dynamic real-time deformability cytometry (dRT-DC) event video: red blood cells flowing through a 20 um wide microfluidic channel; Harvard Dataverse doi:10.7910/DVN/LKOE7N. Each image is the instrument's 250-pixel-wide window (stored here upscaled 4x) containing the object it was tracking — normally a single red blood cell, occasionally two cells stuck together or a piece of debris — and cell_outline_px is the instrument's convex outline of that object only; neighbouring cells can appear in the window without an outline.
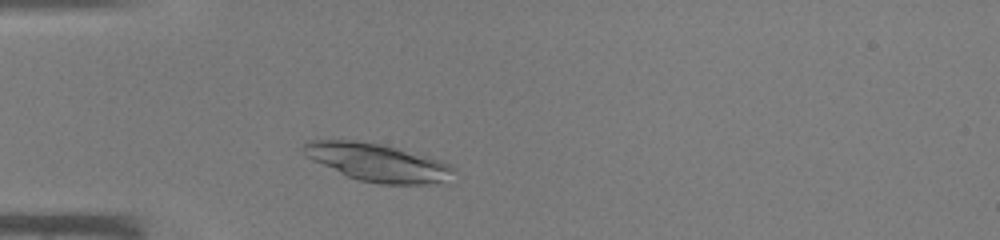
{"species": "common noctule bat (a hibernating species)", "species_latin": "Nyctalus noctula", "temperature_condition": "warm", "stored_images_in_passage": 33, "camera_frame_rate_fps": 3000, "um_per_image_px": 0.085, "animal": {"sex": "male", "body_mass_g": 19.0, "forearm_length_mm": 50.8}, "frame": {"image": 1, "passage_image": 3, "time_ms": 0.667, "image_size_px": [1000, 240], "cell_outline_px": [[456, 184], [380, 184], [360, 180], [348, 176], [312, 160], [300, 148], [308, 140], [356, 140], [380, 144], [428, 156], [452, 164], [456, 168]], "centroid_in_image_um": [32.27, 13.84], "position_along_channel_um": 52.7, "area_um2": 33.76}}
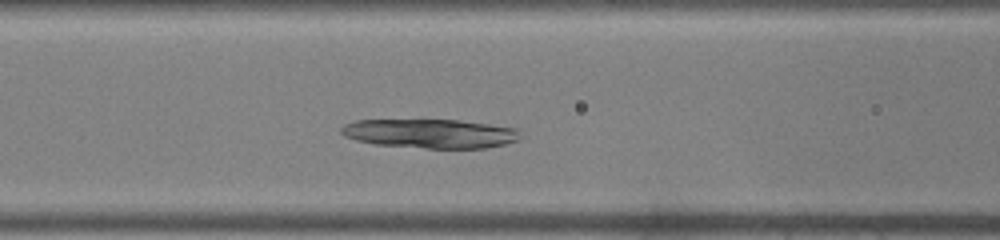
{"frame": {"image": 2, "passage_image": 9, "time_ms": 2.667, "image_size_px": [1000, 240], "cell_outline_px": [[520, 140], [488, 148], [424, 148], [376, 144], [356, 140], [344, 136], [340, 132], [340, 128], [344, 124], [356, 120], [460, 120], [516, 128], [520, 132]], "centroid_in_image_um": [36.58, 11.35], "position_along_channel_um": 130.0, "area_um2": 30.4}}
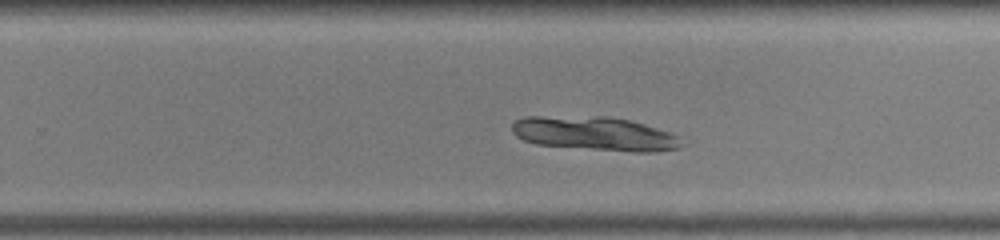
{"frame": {"image": 3, "passage_image": 19, "time_ms": 6.0, "image_size_px": [1000, 240], "cell_outline_px": [[684, 144], [680, 148], [656, 152], [632, 152], [536, 144], [524, 140], [516, 136], [512, 132], [512, 124], [516, 120], [524, 116], [608, 116], [628, 120], [644, 124], [672, 132]], "centroid_in_image_um": [50.57, 11.35], "position_along_channel_um": 279.2, "area_um2": 33.64}}